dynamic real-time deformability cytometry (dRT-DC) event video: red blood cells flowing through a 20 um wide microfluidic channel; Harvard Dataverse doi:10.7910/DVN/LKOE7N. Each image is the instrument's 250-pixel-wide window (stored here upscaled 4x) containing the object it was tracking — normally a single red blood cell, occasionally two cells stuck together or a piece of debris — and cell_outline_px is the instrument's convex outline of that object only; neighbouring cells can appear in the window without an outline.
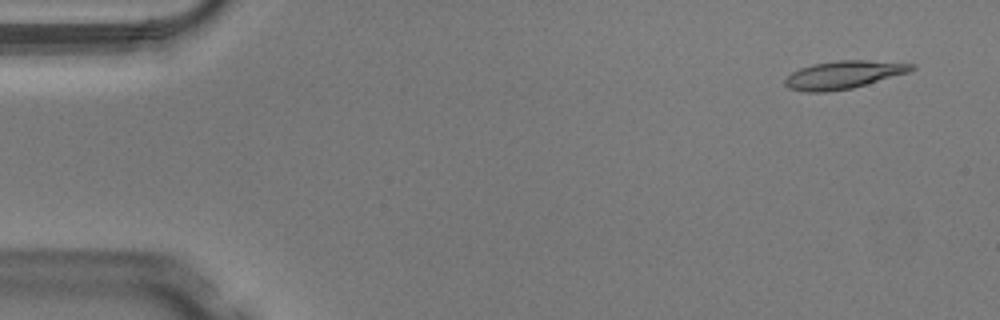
{"species": "Egyptian fruit bat (a non-hibernating species)", "species_latin": "Rousettus aegyptiacus", "temperature_condition": "warm", "stored_images_in_passage": 49, "camera_frame_rate_fps": 3000, "um_per_image_px": 0.085, "animal": {"sex": "male"}, "frame": {"image": 1, "passage_image": 3, "time_ms": 0.667, "image_size_px": [1000, 320], "cell_outline_px": [[916, 68], [908, 72], [852, 88], [828, 92], [804, 92], [788, 88], [784, 84], [784, 80], [792, 72], [800, 68], [812, 64], [836, 60], [868, 60], [916, 64]], "centroid_in_image_um": [71.67, 6.35], "position_along_channel_um": 13.3, "area_um2": 20.58}}
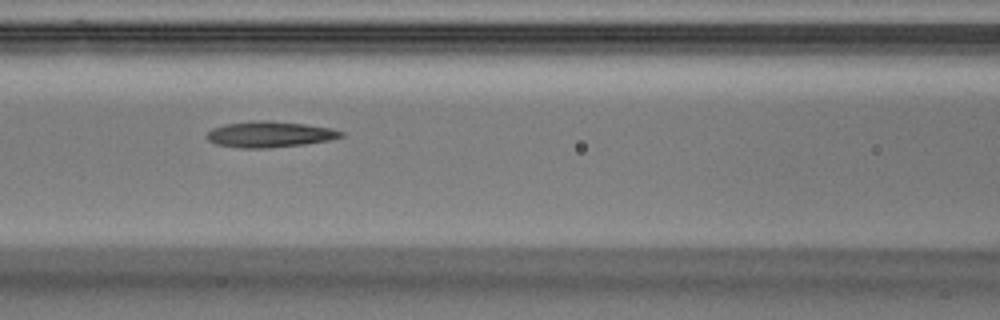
{"frame": {"image": 2, "passage_image": 21, "time_ms": 6.667, "image_size_px": [1000, 320], "cell_outline_px": [[344, 136], [328, 140], [304, 144], [268, 148], [240, 148], [216, 144], [208, 140], [208, 132], [212, 128], [224, 124], [252, 120], [268, 120], [304, 124], [332, 128], [344, 132]], "centroid_in_image_um": [22.92, 11.41], "position_along_channel_um": 143.7, "area_um2": 20.29}}
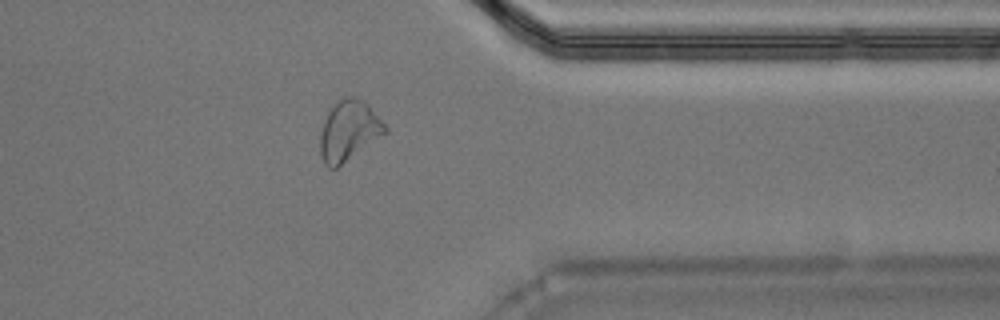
{"frame": {"image": 3, "passage_image": 39, "time_ms": 12.667, "image_size_px": [1000, 320], "cell_outline_px": [[388, 132], [336, 168], [328, 168], [324, 164], [320, 156], [320, 132], [324, 120], [332, 104], [336, 100], [348, 96], [356, 96], [368, 104], [388, 128]], "centroid_in_image_um": [29.63, 11.1], "position_along_channel_um": 381.8, "area_um2": 22.95}, "authors_computed_cell_mechanics": {"area_um2": 20.2878, "velocity_mm_per_s": 4.1173, "shape_relaxation_time_tau1_ms": null, "shape_relaxation_time_tau2_ms": 3.1727, "deformation_change_tau1": null, "deformation_change_tau2": 0.1151}}